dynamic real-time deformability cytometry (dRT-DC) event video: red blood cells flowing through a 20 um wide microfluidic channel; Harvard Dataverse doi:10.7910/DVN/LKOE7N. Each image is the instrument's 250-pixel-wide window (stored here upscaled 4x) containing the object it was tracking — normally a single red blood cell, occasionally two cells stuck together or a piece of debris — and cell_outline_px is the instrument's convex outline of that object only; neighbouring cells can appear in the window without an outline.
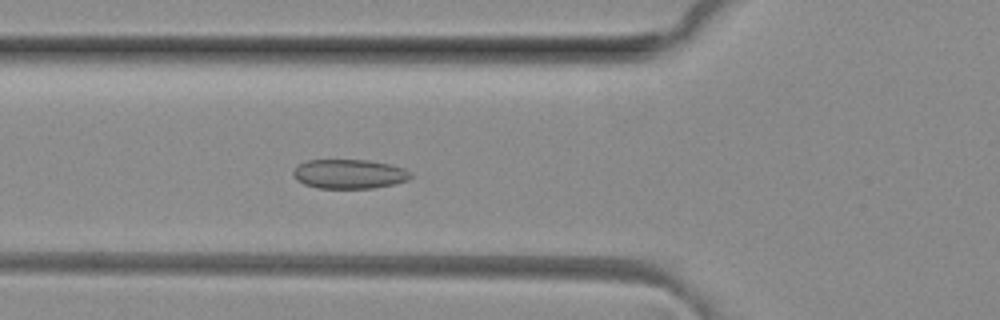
{"species": "common noctule bat (a hibernating species)", "species_latin": "Nyctalus noctula", "temperature_condition": "room temperature", "stored_images_in_passage": 50, "camera_frame_rate_fps": 3000, "um_per_image_px": 0.085, "animal": {"sex": "female", "body_mass_g": 29.2, "forearm_length_mm": 56.3}, "frame": {"image": 1, "passage_image": 17, "time_ms": 5.333, "image_size_px": [1000, 320], "cell_outline_px": [[412, 176], [408, 180], [392, 184], [372, 188], [316, 188], [304, 184], [296, 180], [292, 172], [300, 164], [308, 160], [368, 160], [392, 164], [404, 168], [412, 172]], "centroid_in_image_um": [29.71, 14.78], "position_along_channel_um": 96.1, "area_um2": 20.11}}
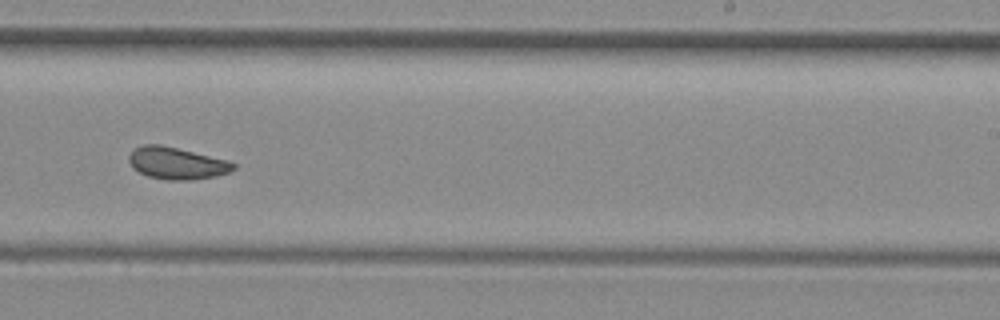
{"frame": {"image": 2, "passage_image": 30, "time_ms": 9.667, "image_size_px": [1000, 320], "cell_outline_px": [[236, 168], [228, 172], [216, 176], [192, 180], [168, 180], [148, 176], [132, 168], [128, 160], [128, 156], [136, 148], [144, 144], [160, 144], [228, 160], [236, 164]], "centroid_in_image_um": [15.02, 13.88], "position_along_channel_um": 274.0, "area_um2": 19.42}}
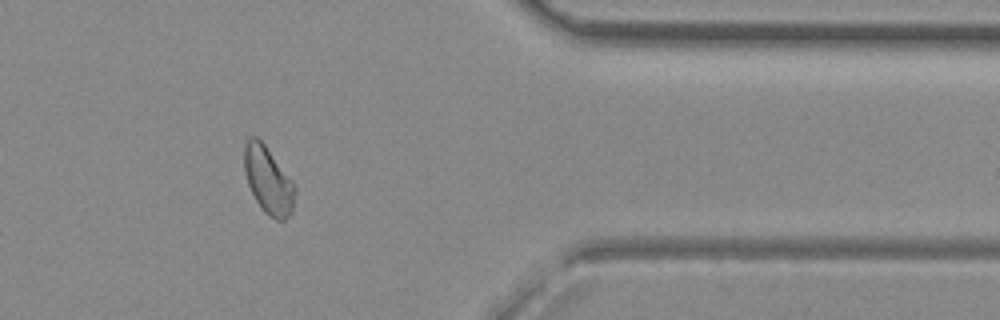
{"frame": {"image": 3, "passage_image": 40, "time_ms": 13.0, "image_size_px": [1000, 320], "cell_outline_px": [[296, 188], [292, 212], [284, 220], [276, 220], [268, 216], [260, 208], [248, 184], [244, 172], [244, 144], [248, 136], [256, 136], [264, 144], [292, 180]], "centroid_in_image_um": [22.79, 15.32], "position_along_channel_um": 388.6, "area_um2": 19.88}, "authors_computed_cell_mechanics": {"area_um2": 20.1144, "velocity_mm_per_s": 4.11, "shape_relaxation_time_tau1_ms": null, "shape_relaxation_time_tau2_ms": 1.8101, "deformation_change_tau1": null, "deformation_change_tau2": 0.0575}}